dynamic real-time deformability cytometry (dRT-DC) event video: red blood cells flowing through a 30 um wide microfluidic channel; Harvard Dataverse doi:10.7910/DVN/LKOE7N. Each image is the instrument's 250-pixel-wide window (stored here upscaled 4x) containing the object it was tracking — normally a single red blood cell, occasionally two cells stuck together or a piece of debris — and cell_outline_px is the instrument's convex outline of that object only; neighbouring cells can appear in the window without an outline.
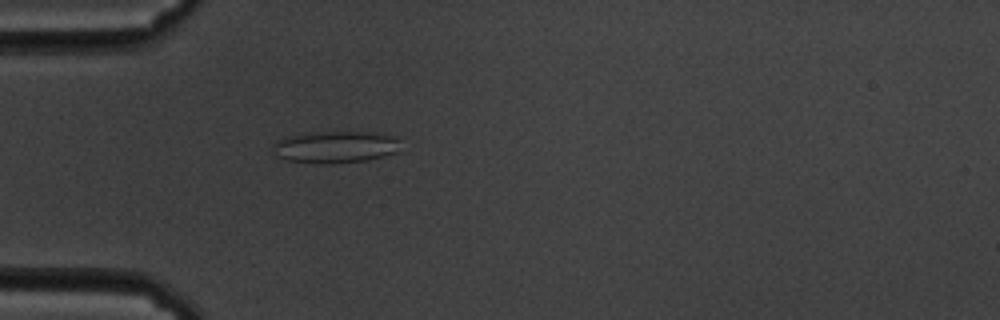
{"species": "common noctule bat (a hibernating species)", "species_latin": "Nyctalus noctula", "temperature_condition": "cold", "stored_images_in_passage": 57, "camera_frame_rate_fps": 3000, "um_per_image_px": 0.085, "animal": {"sex": "male", "body_mass_g": 19.5, "forearm_length_mm": 54.6}, "frame": {"image": 1, "passage_image": 17, "time_ms": 5.333, "image_size_px": [1000, 320], "cell_outline_px": [[400, 140], [396, 152], [384, 156], [368, 160], [324, 164], [320, 164], [288, 160], [280, 156], [272, 148], [272, 144], [276, 140], [288, 136], [308, 132], [376, 132], [396, 136]], "centroid_in_image_um": [28.53, 12.48], "position_along_channel_um": 56.5, "area_um2": 23.81}}
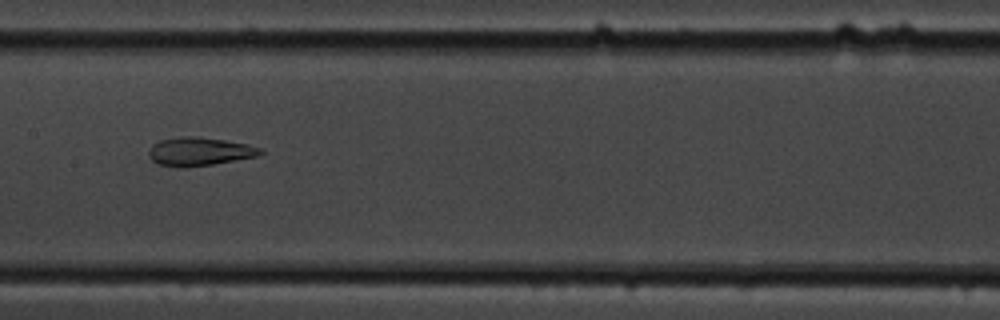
{"frame": {"image": 2, "passage_image": 29, "time_ms": 9.333, "image_size_px": [1000, 320], "cell_outline_px": [[264, 152], [256, 156], [212, 164], [184, 168], [180, 168], [156, 164], [148, 156], [148, 152], [152, 144], [160, 140], [180, 136], [196, 136], [224, 140], [248, 144], [260, 148]], "centroid_in_image_um": [16.89, 12.88], "position_along_channel_um": 190.5, "area_um2": 18.55}}
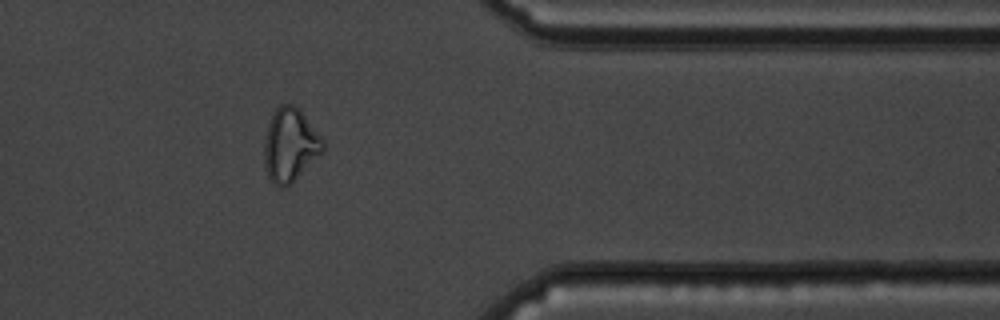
{"frame": {"image": 3, "passage_image": 47, "time_ms": 15.333, "image_size_px": [1000, 320], "cell_outline_px": [[324, 152], [292, 184], [284, 188], [280, 188], [268, 176], [264, 164], [264, 144], [268, 124], [276, 108], [280, 104], [292, 104], [300, 108], [324, 140]], "centroid_in_image_um": [24.69, 12.34], "position_along_channel_um": 386.7, "area_um2": 25.43}, "authors_computed_cell_mechanics": {"area_um2": 24.5072, "velocity_mm_per_s": 3.5027, "shape_relaxation_time_tau1_ms": null, "shape_relaxation_time_tau2_ms": 2.6739, "deformation_change_tau1": null, "deformation_change_tau2": 0.0805}}